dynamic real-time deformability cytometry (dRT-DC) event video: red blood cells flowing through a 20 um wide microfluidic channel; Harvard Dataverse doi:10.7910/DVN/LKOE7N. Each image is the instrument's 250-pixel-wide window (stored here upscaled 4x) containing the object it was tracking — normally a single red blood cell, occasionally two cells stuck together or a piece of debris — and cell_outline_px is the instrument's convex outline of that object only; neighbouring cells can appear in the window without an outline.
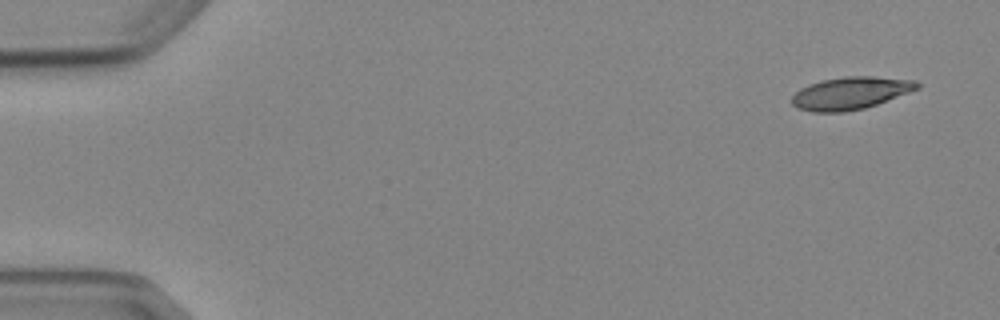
{"species": "Egyptian fruit bat (a non-hibernating species)", "species_latin": "Rousettus aegyptiacus", "temperature_condition": "cold", "stored_images_in_passage": 6, "camera_frame_rate_fps": 3000, "um_per_image_px": 0.085, "animal": {"sex": "female"}, "frame": {"image": 1, "passage_image": 1, "time_ms": 0.0, "image_size_px": [1000, 320], "cell_outline_px": [[920, 88], [876, 104], [864, 108], [844, 112], [812, 112], [800, 108], [792, 104], [792, 96], [800, 88], [808, 84], [820, 80], [844, 76], [872, 76], [916, 80], [920, 84]], "centroid_in_image_um": [72.29, 7.9], "position_along_channel_um": 12.7, "area_um2": 23.7}}
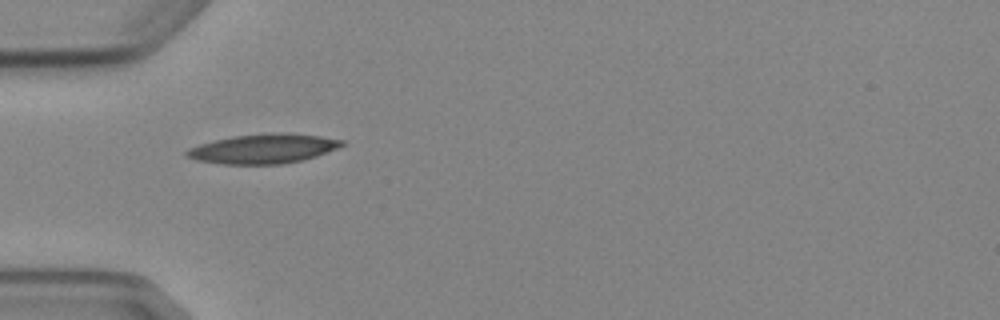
{"frame": {"image": 2, "passage_image": 5, "time_ms": 4.667, "image_size_px": [1000, 320], "cell_outline_px": [[344, 144], [336, 148], [316, 156], [304, 160], [284, 164], [224, 164], [196, 160], [184, 156], [184, 152], [188, 148], [200, 144], [232, 136], [272, 132], [280, 132], [320, 136], [344, 140]], "centroid_in_image_um": [22.36, 12.64], "position_along_channel_um": 62.6, "area_um2": 26.7}}
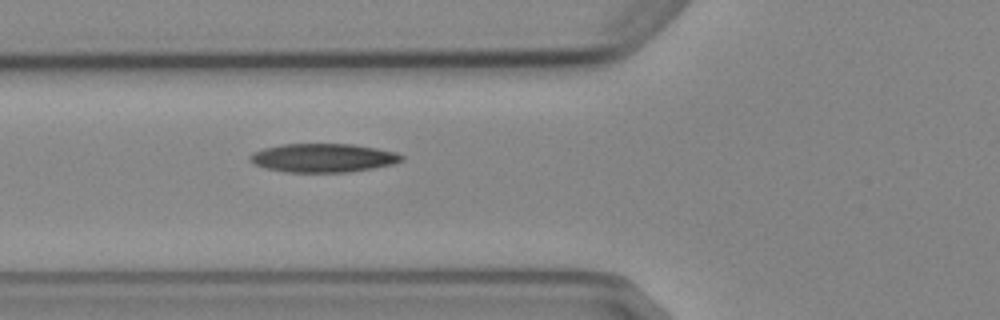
{"frame": {"image": 3, "passage_image": 6, "time_ms": 5.667, "image_size_px": [1000, 320], "cell_outline_px": [[404, 160], [392, 164], [372, 168], [348, 172], [284, 172], [264, 168], [248, 160], [248, 156], [252, 152], [264, 148], [284, 144], [352, 144], [376, 148], [396, 152], [404, 156]], "centroid_in_image_um": [27.44, 13.42], "position_along_channel_um": 98.4, "area_um2": 25.37}}